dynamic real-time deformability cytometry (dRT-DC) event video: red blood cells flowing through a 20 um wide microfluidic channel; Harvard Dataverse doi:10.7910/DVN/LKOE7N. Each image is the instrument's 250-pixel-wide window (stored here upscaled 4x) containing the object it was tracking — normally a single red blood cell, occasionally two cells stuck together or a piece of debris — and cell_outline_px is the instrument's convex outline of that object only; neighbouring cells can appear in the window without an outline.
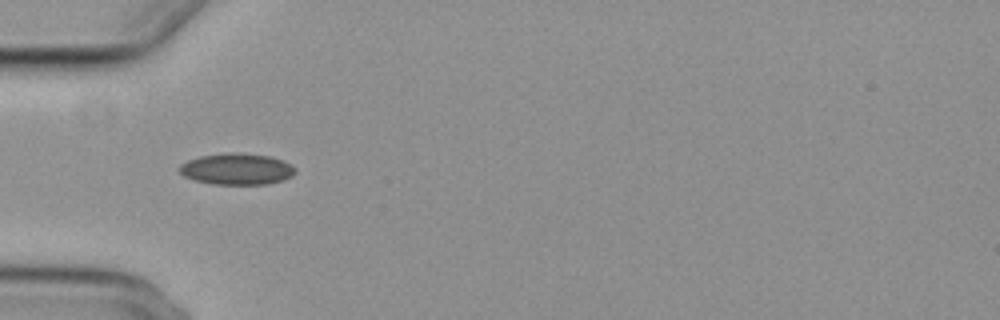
{"species": "common noctule bat (a hibernating species)", "species_latin": "Nyctalus noctula", "temperature_condition": "cold", "stored_images_in_passage": 37, "camera_frame_rate_fps": 3000, "um_per_image_px": 0.085, "animal": {"sex": "female", "body_mass_g": 29.2, "forearm_length_mm": 56.3}, "frame": {"image": 1, "passage_image": 1, "time_ms": 0.0, "image_size_px": [1000, 320], "cell_outline_px": [[296, 172], [292, 176], [284, 180], [268, 184], [212, 184], [192, 180], [184, 176], [180, 172], [180, 164], [188, 160], [200, 156], [232, 152], [272, 156], [284, 160], [296, 168]], "centroid_in_image_um": [20.16, 14.37], "position_along_channel_um": 64.8, "area_um2": 21.33}}
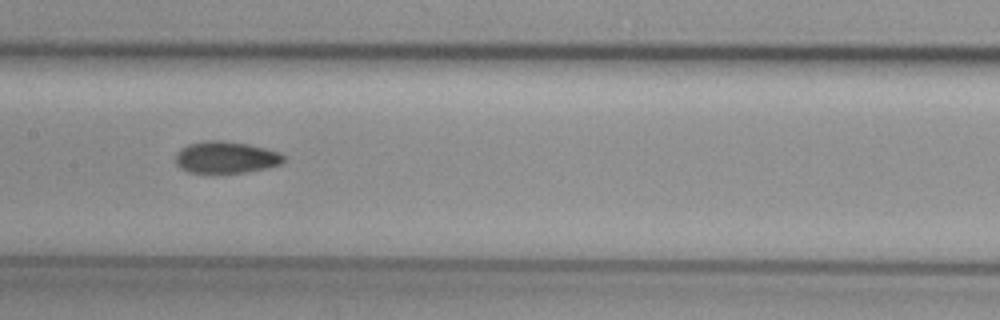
{"frame": {"image": 2, "passage_image": 11, "time_ms": 3.333, "image_size_px": [1000, 320], "cell_outline_px": [[284, 160], [280, 164], [268, 168], [244, 172], [188, 172], [180, 168], [176, 164], [176, 152], [180, 148], [188, 144], [208, 140], [220, 140], [248, 144], [280, 152], [284, 156]], "centroid_in_image_um": [19.19, 13.36], "position_along_channel_um": 188.2, "area_um2": 19.94}}
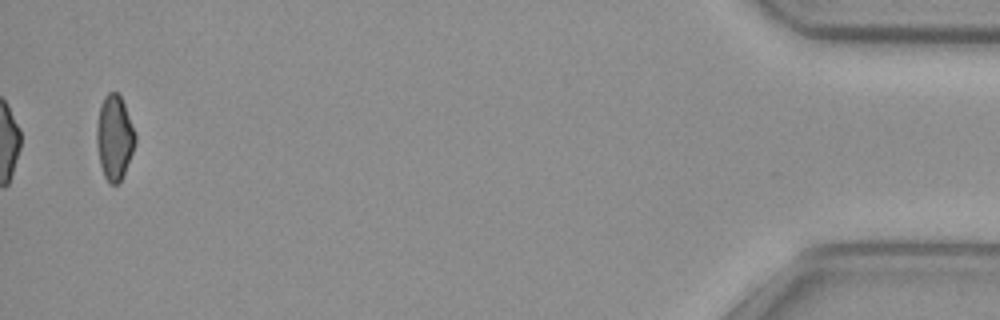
{"frame": {"image": 3, "passage_image": 37, "time_ms": 12.0, "image_size_px": [1000, 320], "cell_outline_px": [[136, 140], [132, 152], [124, 172], [120, 180], [116, 184], [108, 184], [104, 176], [100, 164], [96, 144], [96, 124], [100, 104], [104, 96], [108, 92], [116, 92], [120, 96], [124, 104], [136, 136]], "centroid_in_image_um": [9.69, 11.68], "position_along_channel_um": 425.5, "area_um2": 18.9}, "authors_computed_cell_mechanics": {"area_um2": 19.9988, "velocity_mm_per_s": 3.738, "shape_relaxation_time_tau1_ms": null, "shape_relaxation_time_tau2_ms": 6.882, "deformation_change_tau1": null, "deformation_change_tau2": 0.1209}}